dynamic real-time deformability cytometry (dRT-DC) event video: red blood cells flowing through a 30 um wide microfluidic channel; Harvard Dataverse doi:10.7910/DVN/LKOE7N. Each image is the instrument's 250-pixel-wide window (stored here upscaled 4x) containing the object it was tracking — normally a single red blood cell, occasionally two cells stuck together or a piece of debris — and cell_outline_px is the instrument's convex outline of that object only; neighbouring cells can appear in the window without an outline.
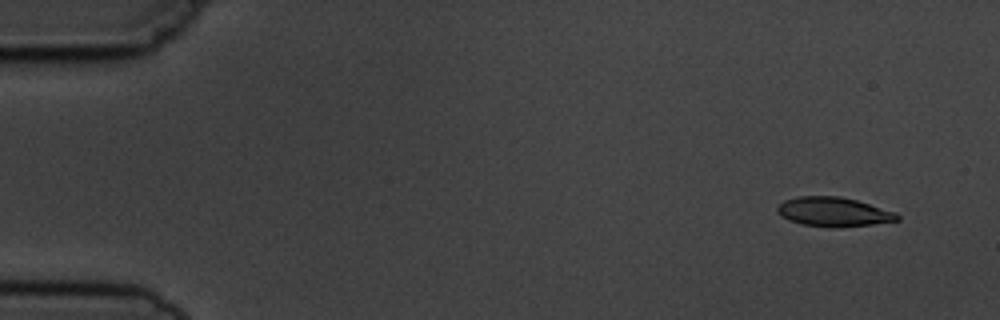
{"species": "common noctule bat (a hibernating species)", "species_latin": "Nyctalus noctula", "temperature_condition": "cold", "stored_images_in_passage": 7, "camera_frame_rate_fps": 3000, "um_per_image_px": 0.085, "animal": {"sex": "male", "body_mass_g": 19.5, "forearm_length_mm": 54.6}, "frame": {"image": 1, "passage_image": 1, "time_ms": 0.0, "image_size_px": [1000, 320], "cell_outline_px": [[900, 220], [872, 224], [804, 224], [788, 220], [776, 212], [776, 208], [784, 200], [800, 196], [840, 196], [856, 200], [896, 212], [900, 216]], "centroid_in_image_um": [70.84, 17.95], "position_along_channel_um": 14.2, "area_um2": 19.42}}
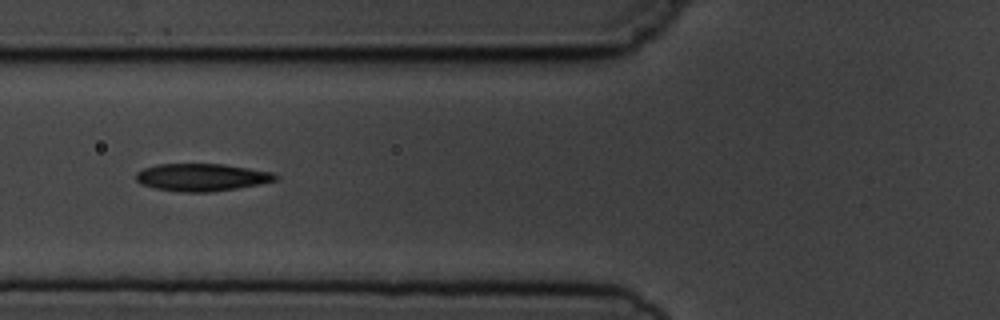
{"frame": {"image": 2, "passage_image": 6, "time_ms": 5.667, "image_size_px": [1000, 320], "cell_outline_px": [[276, 180], [260, 184], [236, 188], [208, 192], [180, 192], [156, 188], [140, 184], [136, 180], [136, 172], [144, 168], [156, 164], [224, 164], [272, 172], [276, 176]], "centroid_in_image_um": [17.1, 15.06], "position_along_channel_um": 108.7, "area_um2": 22.2}}
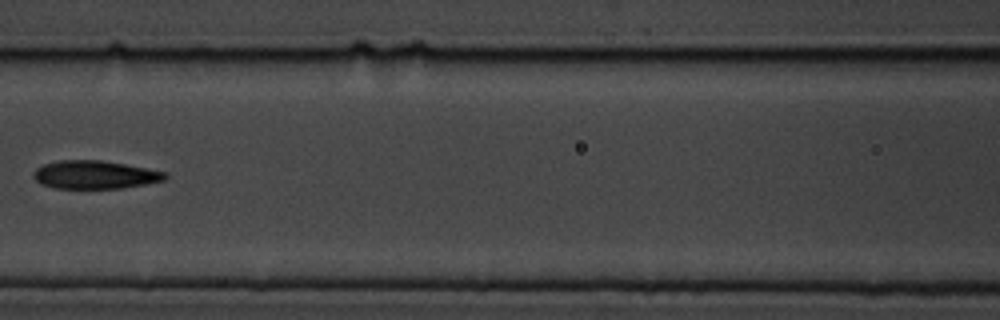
{"frame": {"image": 3, "passage_image": 7, "time_ms": 7.0, "image_size_px": [1000, 320], "cell_outline_px": [[168, 176], [164, 180], [144, 184], [120, 188], [56, 188], [40, 184], [32, 176], [36, 168], [44, 164], [60, 160], [100, 160], [124, 164], [168, 172]], "centroid_in_image_um": [8.05, 14.85], "position_along_channel_um": 158.5, "area_um2": 21.5}}